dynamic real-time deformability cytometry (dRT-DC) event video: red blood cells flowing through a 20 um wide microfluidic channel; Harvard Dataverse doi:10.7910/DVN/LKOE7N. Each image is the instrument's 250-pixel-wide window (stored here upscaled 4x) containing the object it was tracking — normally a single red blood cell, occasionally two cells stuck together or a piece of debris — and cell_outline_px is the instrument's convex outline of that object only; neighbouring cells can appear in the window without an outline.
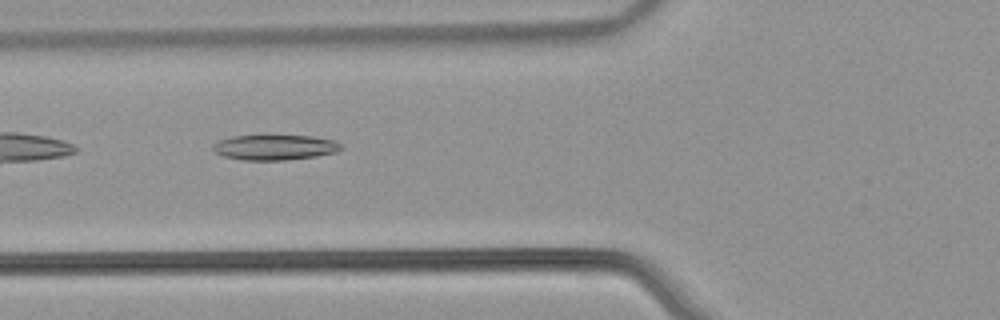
{"species": "common noctule bat (a hibernating species)", "species_latin": "Nyctalus noctula", "temperature_condition": "warm", "stored_images_in_passage": 38, "camera_frame_rate_fps": 3000, "um_per_image_px": 0.085, "animal": {"sex": "male", "body_mass_g": 21.5, "forearm_length_mm": 52.0}, "frame": {"image": 1, "passage_image": 5, "time_ms": 1.333, "image_size_px": [1000, 320], "cell_outline_px": [[340, 148], [336, 152], [316, 156], [288, 160], [244, 160], [224, 156], [212, 152], [212, 144], [220, 140], [232, 136], [312, 136], [336, 140], [340, 144]], "centroid_in_image_um": [23.32, 12.53], "position_along_channel_um": 102.5, "area_um2": 18.79}}
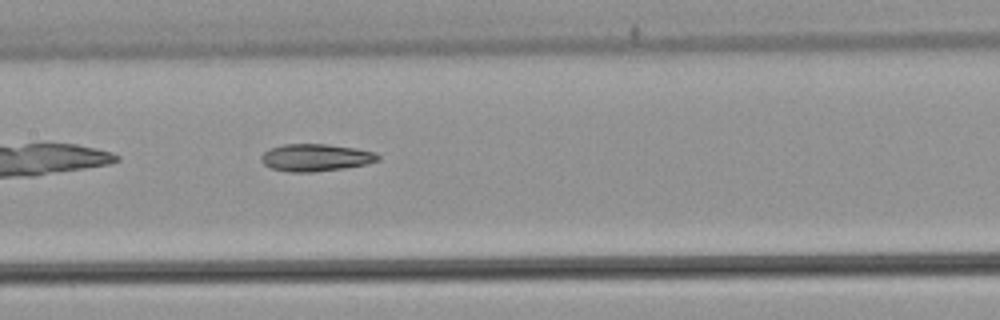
{"frame": {"image": 2, "passage_image": 11, "time_ms": 3.333, "image_size_px": [1000, 320], "cell_outline_px": [[380, 160], [364, 164], [344, 168], [312, 172], [288, 172], [272, 168], [264, 164], [260, 160], [260, 156], [268, 148], [284, 144], [328, 144], [356, 148], [376, 152], [380, 156]], "centroid_in_image_um": [26.82, 13.38], "position_along_channel_um": 180.6, "area_um2": 18.67}}
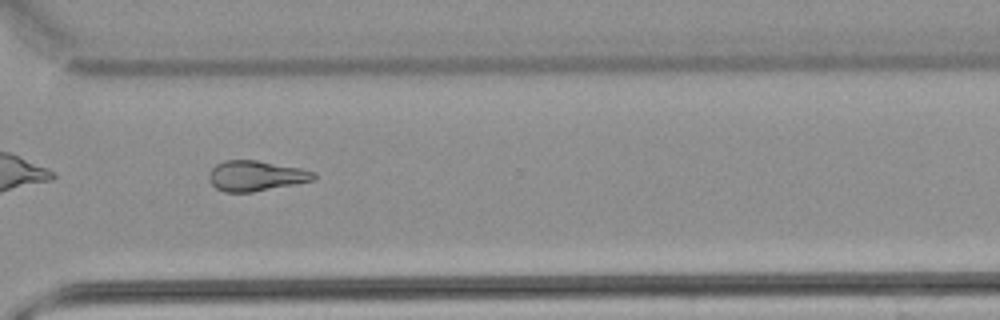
{"frame": {"image": 3, "passage_image": 24, "time_ms": 7.667, "image_size_px": [1000, 320], "cell_outline_px": [[316, 176], [312, 180], [252, 192], [224, 192], [216, 188], [208, 180], [208, 172], [216, 164], [224, 160], [256, 160], [300, 168], [316, 172]], "centroid_in_image_um": [21.69, 14.94], "position_along_channel_um": 348.9, "area_um2": 18.38}, "authors_computed_cell_mechanics": {"area_um2": 18.6116, "velocity_mm_per_s": 3.8941, "shape_relaxation_time_tau1_ms": null, "shape_relaxation_time_tau2_ms": 9.4469, "deformation_change_tau1": null, "deformation_change_tau2": 0.2296}}